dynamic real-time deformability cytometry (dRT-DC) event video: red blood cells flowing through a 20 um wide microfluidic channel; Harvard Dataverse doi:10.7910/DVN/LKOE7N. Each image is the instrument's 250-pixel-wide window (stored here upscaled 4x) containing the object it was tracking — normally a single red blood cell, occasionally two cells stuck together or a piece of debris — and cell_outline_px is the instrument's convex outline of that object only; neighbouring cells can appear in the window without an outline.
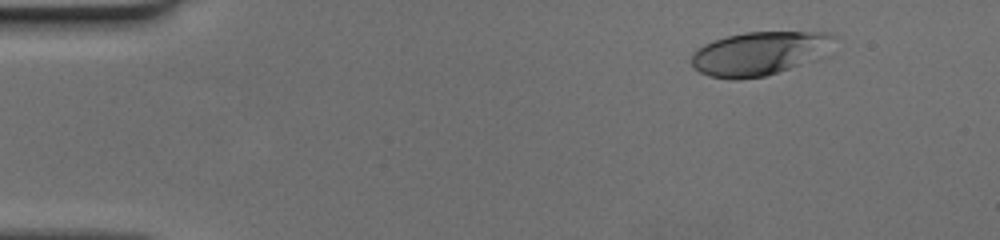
{"species": "human", "species_latin": "Homo sapiens", "temperature_condition": "cold", "stored_images_in_passage": 47, "camera_frame_rate_fps": 3000, "um_per_image_px": 0.085, "donor": {"sex": "female"}, "frame": {"image": 1, "passage_image": 7, "time_ms": 2.0, "image_size_px": [1000, 240], "cell_outline_px": [[840, 36], [796, 64], [788, 68], [764, 76], [736, 80], [732, 80], [708, 76], [700, 72], [692, 64], [692, 52], [704, 44], [728, 36], [744, 32], [832, 32]], "centroid_in_image_um": [64.36, 4.52], "position_along_channel_um": 20.6, "area_um2": 34.68}}
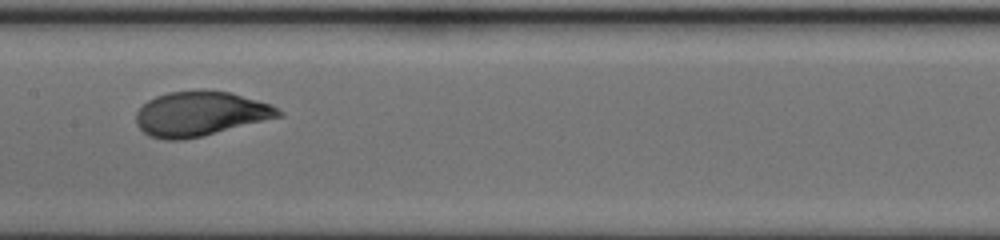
{"frame": {"image": 2, "passage_image": 27, "time_ms": 8.667, "image_size_px": [1000, 240], "cell_outline_px": [[284, 116], [184, 140], [164, 140], [148, 136], [136, 124], [136, 112], [148, 100], [156, 96], [168, 92], [204, 88], [232, 92], [272, 104], [284, 112]], "centroid_in_image_um": [17.05, 9.64], "position_along_channel_um": 190.4, "area_um2": 37.63}}
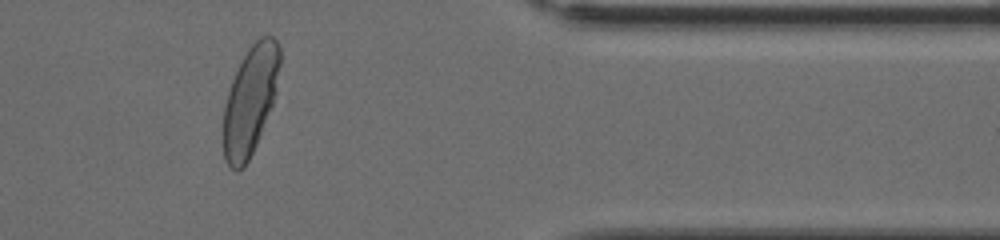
{"frame": {"image": 3, "passage_image": 43, "time_ms": 14.0, "image_size_px": [1000, 240], "cell_outline_px": [[280, 64], [276, 92], [272, 104], [256, 144], [248, 160], [236, 172], [224, 160], [224, 108], [228, 92], [232, 80], [248, 48], [260, 36], [272, 36], [276, 40], [280, 48]], "centroid_in_image_um": [21.28, 8.5], "position_along_channel_um": 390.1, "area_um2": 35.08}}